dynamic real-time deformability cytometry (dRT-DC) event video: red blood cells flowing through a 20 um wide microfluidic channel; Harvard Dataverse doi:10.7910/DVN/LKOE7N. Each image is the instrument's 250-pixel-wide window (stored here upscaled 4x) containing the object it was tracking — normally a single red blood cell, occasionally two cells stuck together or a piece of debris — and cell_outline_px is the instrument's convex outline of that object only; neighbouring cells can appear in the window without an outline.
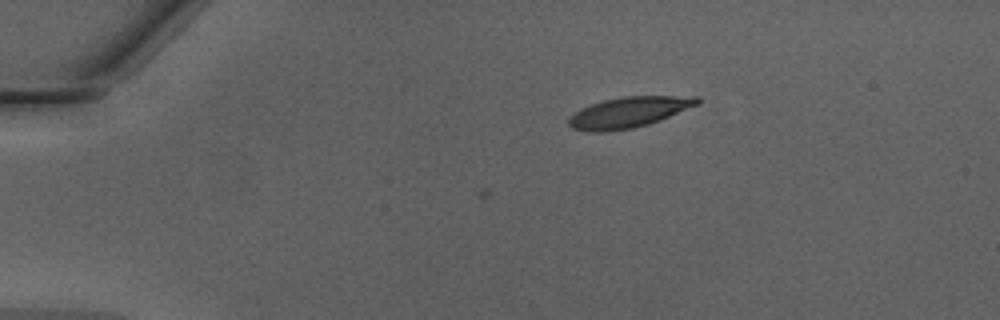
{"species": "Egyptian fruit bat (a non-hibernating species)", "species_latin": "Rousettus aegyptiacus", "temperature_condition": "warm", "stored_images_in_passage": 3, "camera_frame_rate_fps": 3000, "um_per_image_px": 0.085, "animal": {"sex": "male"}, "frame": {"image": 1, "passage_image": 3, "time_ms": 0.667, "image_size_px": [1000, 320], "cell_outline_px": [[700, 104], [660, 120], [648, 124], [632, 128], [604, 132], [588, 132], [572, 128], [568, 124], [568, 120], [580, 108], [604, 100], [624, 96], [700, 96]], "centroid_in_image_um": [53.47, 9.54], "position_along_channel_um": 31.5, "area_um2": 22.95}}